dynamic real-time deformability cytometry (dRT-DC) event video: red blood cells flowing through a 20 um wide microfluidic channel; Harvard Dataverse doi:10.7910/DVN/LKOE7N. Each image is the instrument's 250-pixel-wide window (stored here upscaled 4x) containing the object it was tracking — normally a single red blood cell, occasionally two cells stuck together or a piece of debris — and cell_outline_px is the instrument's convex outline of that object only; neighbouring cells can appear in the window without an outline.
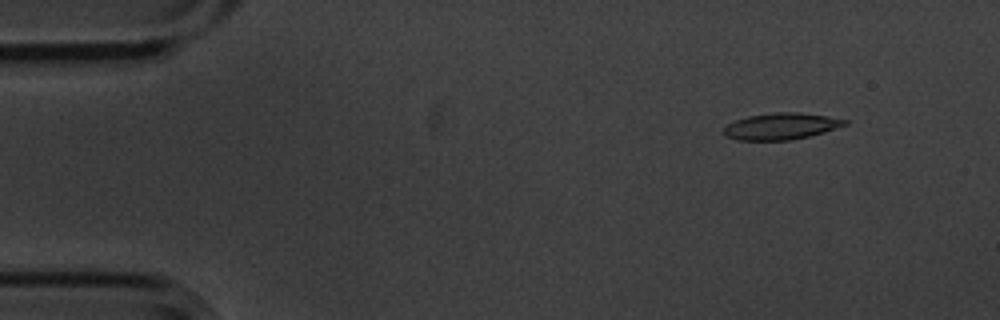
{"species": "common noctule bat (a hibernating species)", "species_latin": "Nyctalus noctula", "temperature_condition": "cold", "stored_images_in_passage": 5, "camera_frame_rate_fps": 3000, "um_per_image_px": 0.085, "animal": {"sex": "male", "body_mass_g": 20.1, "forearm_length_mm": 53.5}, "frame": {"image": 1, "passage_image": 1, "time_ms": 0.0, "image_size_px": [1000, 320], "cell_outline_px": [[848, 124], [824, 132], [792, 140], [736, 140], [724, 136], [724, 128], [728, 124], [736, 120], [748, 116], [776, 112], [796, 112], [828, 116], [848, 120]], "centroid_in_image_um": [66.39, 10.73], "position_along_channel_um": 18.6, "area_um2": 18.67}}
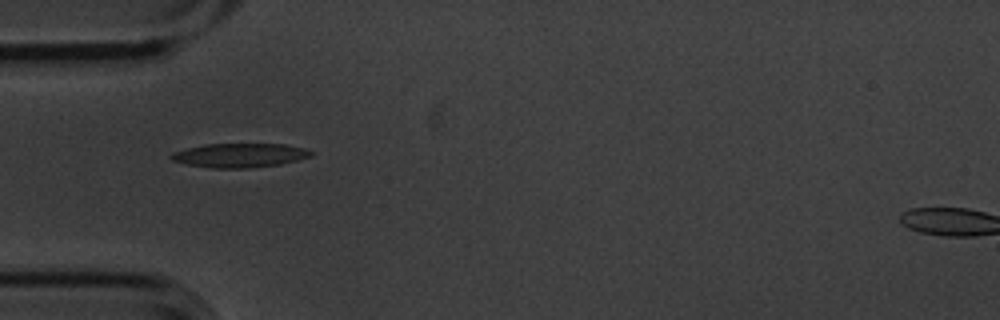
{"frame": {"image": 2, "passage_image": 4, "time_ms": 1.0, "image_size_px": [1000, 320], "cell_outline_px": [[316, 152], [312, 156], [280, 164], [248, 168], [212, 168], [188, 164], [172, 160], [168, 156], [172, 152], [204, 144], [284, 144], [304, 148]], "centroid_in_image_um": [20.39, 13.2], "position_along_channel_um": 64.6, "area_um2": 19.59}}
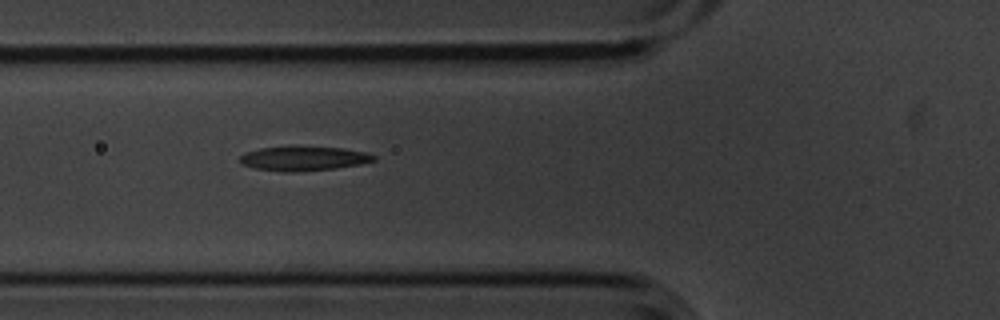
{"frame": {"image": 3, "passage_image": 5, "time_ms": 1.333, "image_size_px": [1000, 320], "cell_outline_px": [[376, 160], [360, 164], [336, 168], [292, 172], [284, 172], [252, 168], [240, 164], [240, 156], [244, 152], [260, 148], [340, 148], [364, 152], [376, 156]], "centroid_in_image_um": [25.76, 13.5], "position_along_channel_um": 100.0, "area_um2": 18.5}}